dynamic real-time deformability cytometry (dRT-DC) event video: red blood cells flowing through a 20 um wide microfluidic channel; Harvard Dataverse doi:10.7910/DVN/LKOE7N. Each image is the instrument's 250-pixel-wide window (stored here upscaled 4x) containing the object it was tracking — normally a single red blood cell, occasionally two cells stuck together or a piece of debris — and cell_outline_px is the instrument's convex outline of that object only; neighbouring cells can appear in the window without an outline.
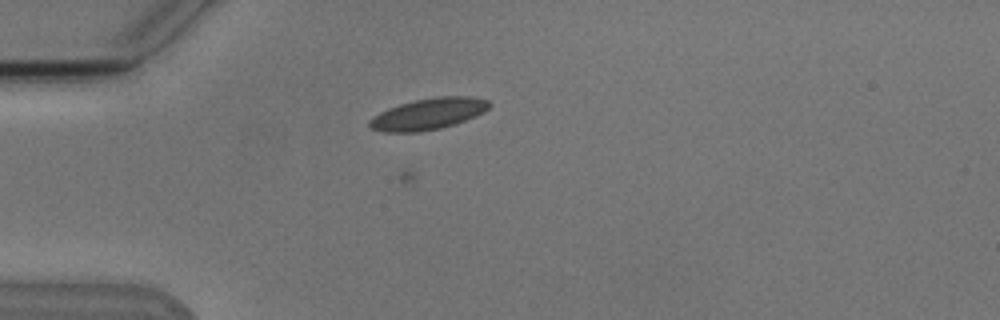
{"species": "Egyptian fruit bat (a non-hibernating species)", "species_latin": "Rousettus aegyptiacus", "temperature_condition": "cold", "stored_images_in_passage": 5, "camera_frame_rate_fps": 3000, "um_per_image_px": 0.085, "animal": {"sex": "male"}, "frame": {"image": 1, "passage_image": 5, "time_ms": 5.667, "image_size_px": [1000, 320], "cell_outline_px": [[492, 104], [484, 112], [476, 116], [456, 124], [440, 128], [420, 132], [384, 132], [372, 128], [368, 124], [368, 120], [372, 116], [388, 108], [400, 104], [416, 100], [436, 96], [472, 96], [488, 100]], "centroid_in_image_um": [36.42, 9.68], "position_along_channel_um": 48.6, "area_um2": 22.02}}